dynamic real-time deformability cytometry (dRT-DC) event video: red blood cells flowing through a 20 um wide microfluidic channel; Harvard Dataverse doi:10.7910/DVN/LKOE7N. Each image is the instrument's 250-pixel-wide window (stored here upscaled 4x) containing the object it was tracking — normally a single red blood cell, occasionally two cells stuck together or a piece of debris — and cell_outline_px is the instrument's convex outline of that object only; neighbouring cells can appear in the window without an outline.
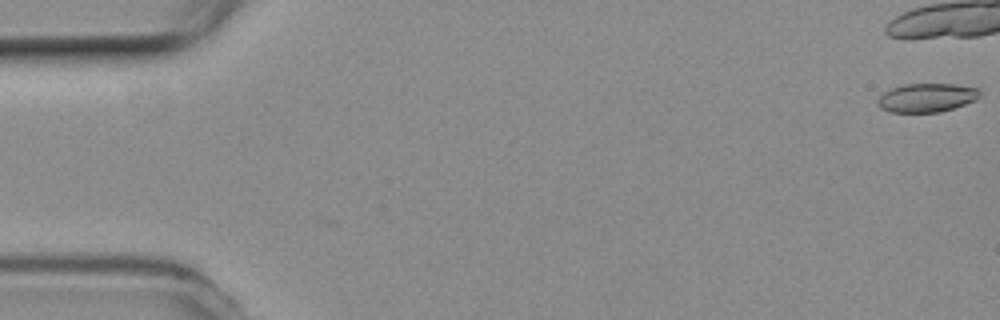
{"species": "common noctule bat (a hibernating species)", "species_latin": "Nyctalus noctula", "temperature_condition": "room temperature", "stored_images_in_passage": 3, "camera_frame_rate_fps": 3000, "um_per_image_px": 0.085, "animal": {"sex": "female", "body_mass_g": 19.3, "forearm_length_mm": 54.1}, "frame": {"image": 1, "passage_image": 3, "time_ms": 0.667, "image_size_px": [1000, 320], "cell_outline_px": [[980, 96], [976, 100], [940, 112], [892, 112], [880, 108], [876, 104], [876, 100], [884, 92], [892, 88], [904, 84], [956, 84], [980, 88]], "centroid_in_image_um": [78.77, 8.3], "position_along_channel_um": 6.2, "area_um2": 17.17}}